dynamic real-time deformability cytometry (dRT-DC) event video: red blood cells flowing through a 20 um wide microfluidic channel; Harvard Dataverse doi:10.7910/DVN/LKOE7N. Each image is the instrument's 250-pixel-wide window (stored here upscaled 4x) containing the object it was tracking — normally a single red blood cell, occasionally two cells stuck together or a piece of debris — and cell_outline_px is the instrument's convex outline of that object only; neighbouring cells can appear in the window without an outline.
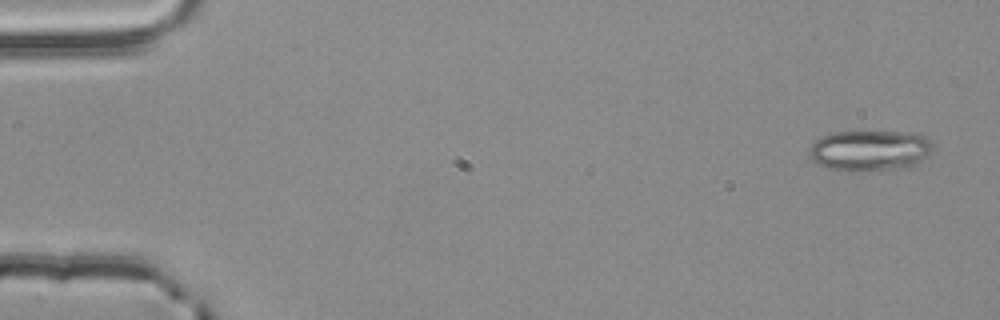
{"species": "common noctule bat (a hibernating species)", "species_latin": "Nyctalus noctula", "temperature_condition": "room temperature", "stored_images_in_passage": 4, "camera_frame_rate_fps": 3000, "um_per_image_px": 0.085, "animal": {"sex": "male", "body_mass_g": 20.4}, "frame": {"image": 1, "passage_image": 1, "time_ms": 0.0, "image_size_px": [1000, 320], "cell_outline_px": [[936, 148], [932, 152], [916, 164], [908, 168], [864, 172], [848, 172], [828, 168], [812, 160], [808, 152], [808, 148], [816, 140], [832, 132], [896, 132], [928, 136]], "centroid_in_image_um": [73.96, 12.82], "position_along_channel_um": 11.0, "area_um2": 29.88}}